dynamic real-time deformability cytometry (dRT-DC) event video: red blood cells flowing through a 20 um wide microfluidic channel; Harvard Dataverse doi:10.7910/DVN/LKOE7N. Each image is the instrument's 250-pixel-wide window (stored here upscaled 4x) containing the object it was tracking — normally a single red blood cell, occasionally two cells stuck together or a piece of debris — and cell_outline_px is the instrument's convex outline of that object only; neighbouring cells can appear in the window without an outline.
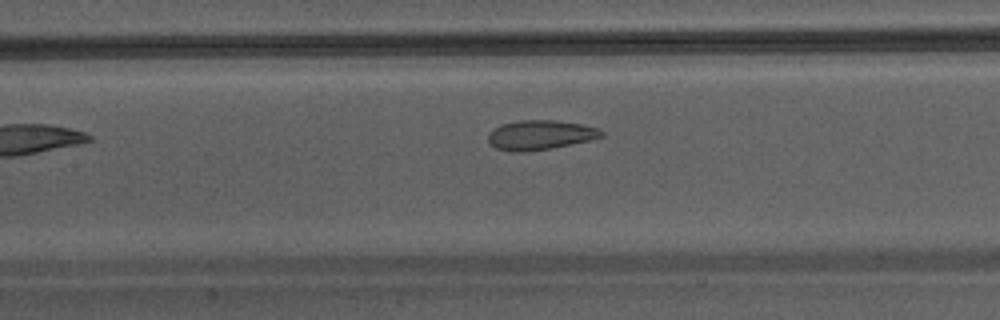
{"species": "Egyptian fruit bat (a non-hibernating species)", "species_latin": "Rousettus aegyptiacus", "temperature_condition": "warm", "stored_images_in_passage": 6, "camera_frame_rate_fps": 3000, "um_per_image_px": 0.085, "animal": {"sex": "male"}, "frame": {"image": 1, "passage_image": 5, "time_ms": 4.667, "image_size_px": [1000, 320], "cell_outline_px": [[604, 136], [592, 140], [548, 148], [524, 152], [512, 152], [496, 148], [488, 140], [488, 132], [492, 128], [500, 124], [520, 120], [556, 120], [580, 124], [596, 128], [604, 132]], "centroid_in_image_um": [45.88, 11.46], "position_along_channel_um": 161.5, "area_um2": 19.48}}